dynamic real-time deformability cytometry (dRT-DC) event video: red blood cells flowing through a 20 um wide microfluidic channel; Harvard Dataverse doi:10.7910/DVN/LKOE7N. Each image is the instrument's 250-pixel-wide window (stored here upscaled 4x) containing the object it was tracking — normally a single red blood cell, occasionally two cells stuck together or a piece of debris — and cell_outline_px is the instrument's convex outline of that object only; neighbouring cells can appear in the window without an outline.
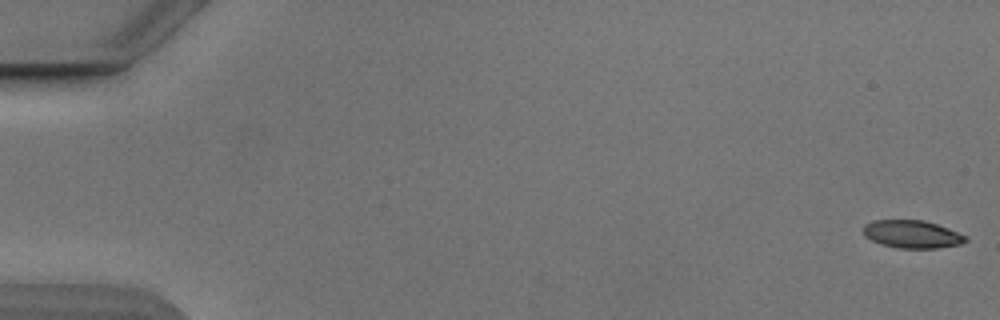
{"species": "Egyptian fruit bat (a non-hibernating species)", "species_latin": "Rousettus aegyptiacus", "temperature_condition": "cold", "stored_images_in_passage": 10, "camera_frame_rate_fps": 3000, "um_per_image_px": 0.085, "animal": {"sex": "male"}, "frame": {"image": 1, "passage_image": 1, "time_ms": 0.0, "image_size_px": [1000, 320], "cell_outline_px": [[968, 240], [960, 244], [936, 248], [896, 248], [880, 244], [864, 236], [864, 224], [872, 220], [924, 220], [948, 228], [968, 236]], "centroid_in_image_um": [77.52, 19.9], "position_along_channel_um": 7.5, "area_um2": 16.65}}